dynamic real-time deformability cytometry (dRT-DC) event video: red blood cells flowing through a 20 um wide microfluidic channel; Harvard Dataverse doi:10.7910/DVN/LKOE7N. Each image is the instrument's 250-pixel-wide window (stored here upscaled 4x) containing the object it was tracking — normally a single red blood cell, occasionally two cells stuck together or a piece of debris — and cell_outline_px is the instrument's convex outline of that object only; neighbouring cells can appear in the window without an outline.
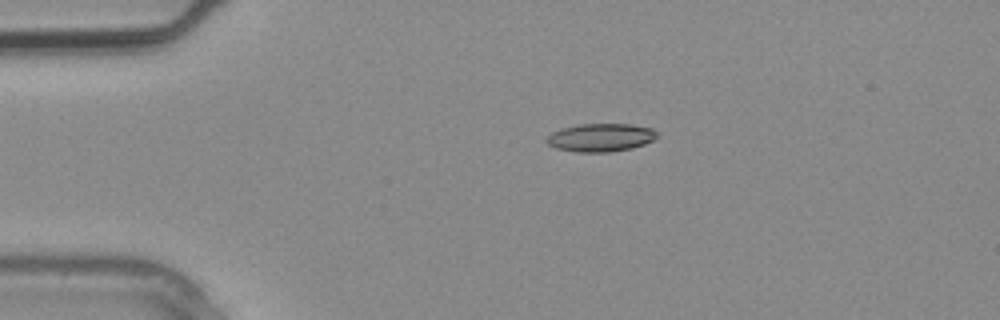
{"species": "common noctule bat (a hibernating species)", "species_latin": "Nyctalus noctula", "temperature_condition": "warm", "stored_images_in_passage": 2, "camera_frame_rate_fps": 3000, "um_per_image_px": 0.085, "animal": {"sex": "male", "body_mass_g": 20.4}, "frame": {"image": 1, "passage_image": 2, "time_ms": 0.333, "image_size_px": [1000, 320], "cell_outline_px": [[660, 136], [644, 144], [632, 148], [612, 152], [576, 152], [556, 148], [548, 144], [544, 140], [552, 132], [560, 128], [580, 124], [632, 124], [652, 128]], "centroid_in_image_um": [51.05, 11.69], "position_along_channel_um": 33.9, "area_um2": 18.26}}